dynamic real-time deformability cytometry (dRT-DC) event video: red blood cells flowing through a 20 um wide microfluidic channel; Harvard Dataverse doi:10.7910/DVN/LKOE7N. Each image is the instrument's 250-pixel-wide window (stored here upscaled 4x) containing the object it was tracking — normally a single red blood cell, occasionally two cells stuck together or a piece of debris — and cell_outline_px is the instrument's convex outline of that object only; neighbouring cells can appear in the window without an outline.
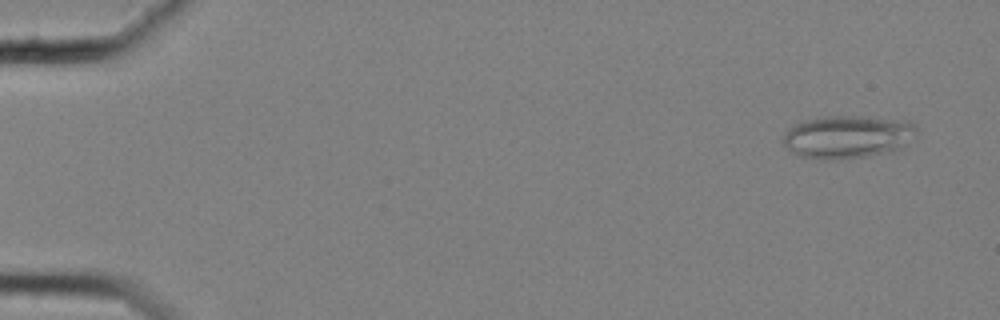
{"species": "common noctule bat (a hibernating species)", "species_latin": "Nyctalus noctula", "temperature_condition": "cold", "stored_images_in_passage": 58, "camera_frame_rate_fps": 3000, "um_per_image_px": 0.085, "animal": {"sex": "female", "body_mass_g": 25.1}, "frame": {"image": 1, "passage_image": 4, "time_ms": 1.0, "image_size_px": [1000, 320], "cell_outline_px": [[920, 128], [900, 148], [868, 156], [840, 160], [824, 160], [796, 156], [784, 144], [784, 132], [788, 128], [796, 124], [808, 120], [828, 116], [860, 116], [908, 120]], "centroid_in_image_um": [72.02, 11.63], "position_along_channel_um": 13.0, "area_um2": 33.35}}
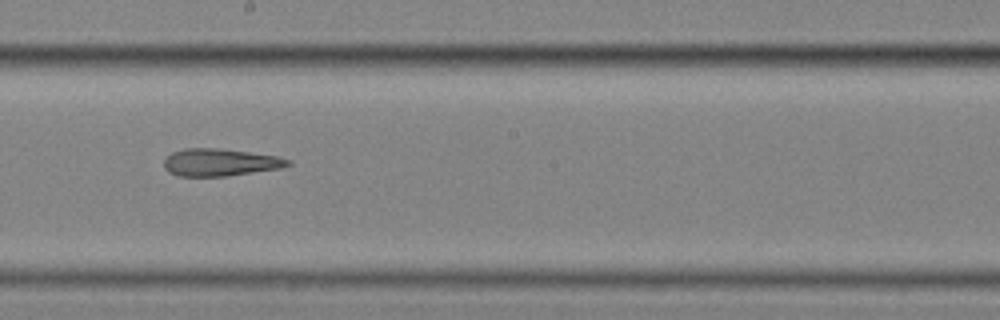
{"frame": {"image": 2, "passage_image": 34, "time_ms": 11.0, "image_size_px": [1000, 320], "cell_outline_px": [[292, 164], [280, 168], [224, 176], [176, 176], [168, 172], [164, 168], [164, 160], [172, 152], [184, 148], [216, 148], [248, 152], [276, 156], [292, 160]], "centroid_in_image_um": [18.68, 13.8], "position_along_channel_um": 229.5, "area_um2": 19.65}}
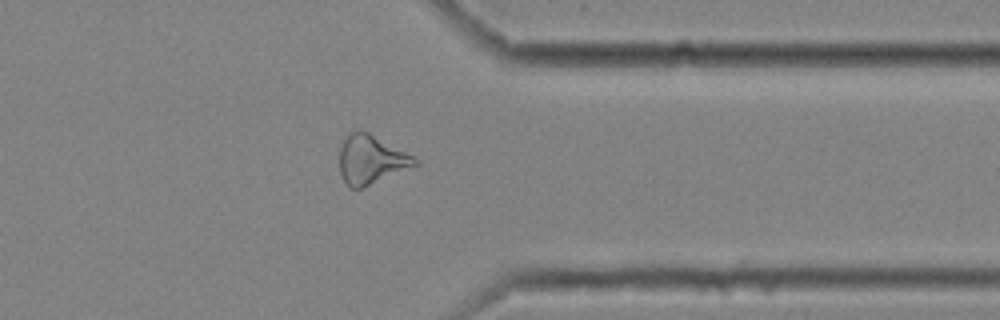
{"frame": {"image": 3, "passage_image": 47, "time_ms": 15.333, "image_size_px": [1000, 320], "cell_outline_px": [[420, 164], [360, 188], [348, 188], [340, 172], [340, 148], [344, 140], [352, 132], [360, 128], [368, 132], [420, 160]], "centroid_in_image_um": [31.54, 13.56], "position_along_channel_um": 379.9, "area_um2": 21.1}, "authors_computed_cell_mechanics": {"area_um2": 23.2356, "velocity_mm_per_s": 3.5482, "shape_relaxation_time_tau1_ms": null, "shape_relaxation_time_tau2_ms": 5.0606, "deformation_change_tau1": null, "deformation_change_tau2": 0.1643}}